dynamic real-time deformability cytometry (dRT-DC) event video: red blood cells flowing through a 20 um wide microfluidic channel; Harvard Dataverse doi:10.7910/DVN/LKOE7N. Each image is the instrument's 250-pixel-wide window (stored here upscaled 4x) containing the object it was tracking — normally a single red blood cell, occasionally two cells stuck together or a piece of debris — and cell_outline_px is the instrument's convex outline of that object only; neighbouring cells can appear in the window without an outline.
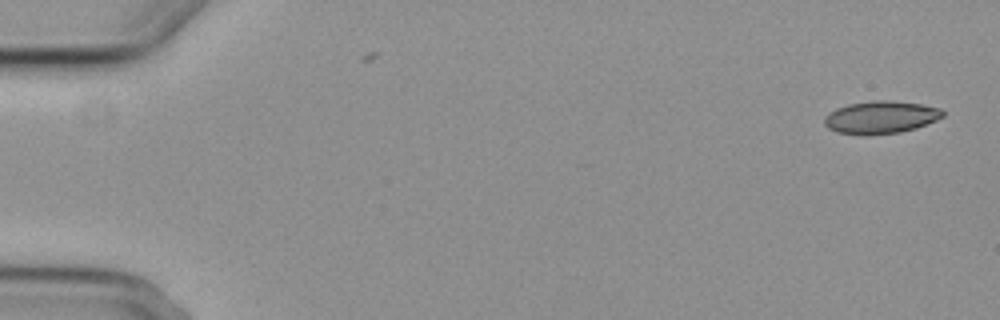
{"species": "common noctule bat (a hibernating species)", "species_latin": "Nyctalus noctula", "temperature_condition": "cold", "stored_images_in_passage": 6, "camera_frame_rate_fps": 3000, "um_per_image_px": 0.085, "animal": {"sex": "female", "body_mass_g": 29.2, "forearm_length_mm": 56.3}, "frame": {"image": 1, "passage_image": 1, "time_ms": 0.0, "image_size_px": [1000, 320], "cell_outline_px": [[944, 116], [936, 120], [916, 128], [900, 132], [868, 136], [860, 136], [836, 132], [828, 128], [824, 124], [824, 116], [836, 108], [848, 104], [876, 100], [888, 100], [920, 104], [940, 108], [944, 112]], "centroid_in_image_um": [74.83, 9.99], "position_along_channel_um": 10.2, "area_um2": 22.72}}
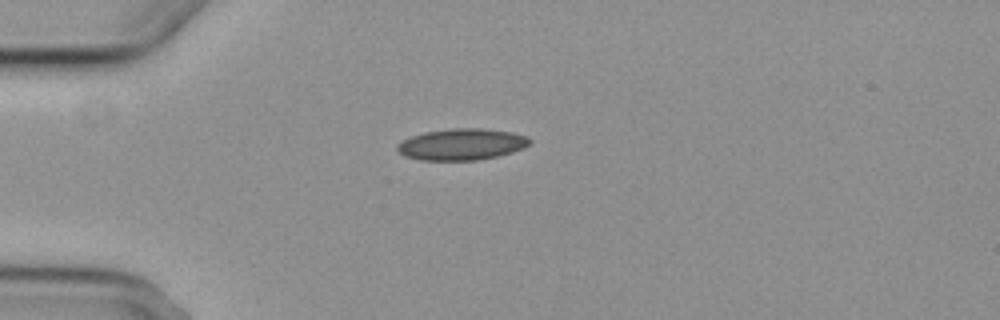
{"frame": {"image": 2, "passage_image": 4, "time_ms": 4.333, "image_size_px": [1000, 320], "cell_outline_px": [[532, 140], [524, 148], [512, 152], [496, 156], [476, 160], [420, 160], [404, 156], [396, 148], [396, 144], [412, 136], [424, 132], [452, 128], [480, 128], [512, 132], [528, 136]], "centroid_in_image_um": [39.25, 12.26], "position_along_channel_um": 45.8, "area_um2": 24.22}}
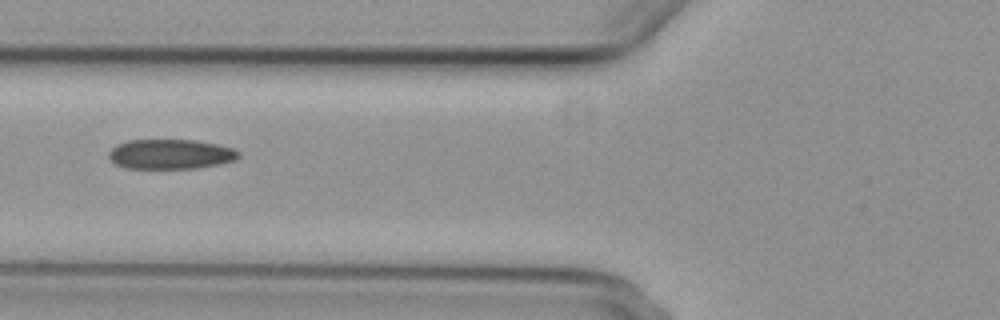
{"frame": {"image": 3, "passage_image": 6, "time_ms": 6.667, "image_size_px": [1000, 320], "cell_outline_px": [[240, 156], [236, 160], [220, 164], [196, 168], [124, 168], [116, 164], [108, 156], [108, 152], [116, 144], [128, 140], [196, 140], [216, 144], [232, 148], [240, 152]], "centroid_in_image_um": [14.5, 13.1], "position_along_channel_um": 111.3, "area_um2": 22.6}}